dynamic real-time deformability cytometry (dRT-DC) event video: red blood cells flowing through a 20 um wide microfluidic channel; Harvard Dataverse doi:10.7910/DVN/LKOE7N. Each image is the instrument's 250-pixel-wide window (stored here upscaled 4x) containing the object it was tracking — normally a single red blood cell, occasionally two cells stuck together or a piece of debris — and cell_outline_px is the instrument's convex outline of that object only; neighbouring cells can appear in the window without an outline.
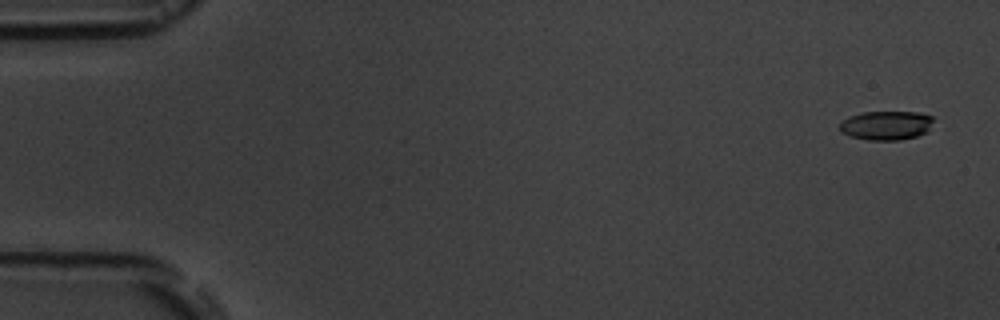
{"species": "common noctule bat (a hibernating species)", "species_latin": "Nyctalus noctula", "temperature_condition": "room temperature", "stored_images_in_passage": 7, "camera_frame_rate_fps": 3000, "um_per_image_px": 0.085, "animal": {"sex": "male", "body_mass_g": 19.5, "forearm_length_mm": 54.6}, "frame": {"image": 1, "passage_image": 1, "time_ms": 0.0, "image_size_px": [1000, 320], "cell_outline_px": [[932, 120], [928, 132], [916, 136], [900, 140], [868, 140], [848, 136], [840, 132], [840, 124], [848, 116], [864, 112], [916, 112], [932, 116]], "centroid_in_image_um": [75.3, 10.67], "position_along_channel_um": 9.7, "area_um2": 15.9}}
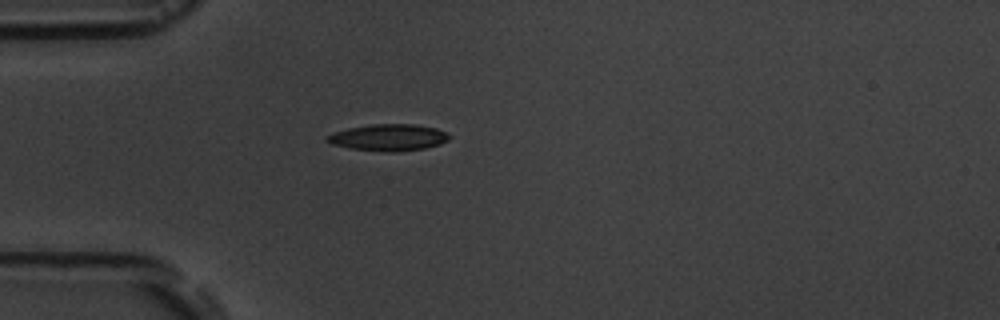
{"frame": {"image": 2, "passage_image": 5, "time_ms": 4.667, "image_size_px": [1000, 320], "cell_outline_px": [[452, 136], [448, 140], [440, 144], [424, 148], [400, 152], [384, 152], [352, 148], [332, 144], [324, 140], [324, 136], [332, 132], [348, 128], [372, 124], [416, 124], [436, 128]], "centroid_in_image_um": [33.0, 11.68], "position_along_channel_um": 52.0, "area_um2": 19.13}}
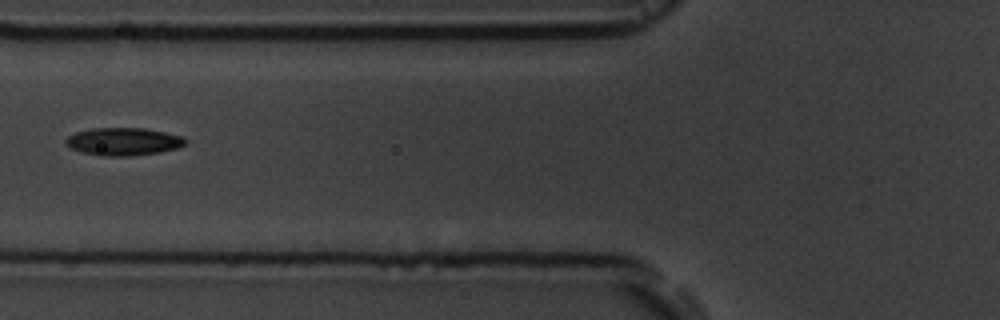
{"frame": {"image": 3, "passage_image": 7, "time_ms": 6.667, "image_size_px": [1000, 320], "cell_outline_px": [[188, 140], [184, 144], [176, 148], [160, 152], [128, 156], [100, 156], [84, 152], [72, 148], [64, 144], [64, 140], [68, 136], [76, 132], [92, 128], [144, 128], [164, 132], [180, 136]], "centroid_in_image_um": [10.46, 12.03], "position_along_channel_um": 115.3, "area_um2": 19.19}}